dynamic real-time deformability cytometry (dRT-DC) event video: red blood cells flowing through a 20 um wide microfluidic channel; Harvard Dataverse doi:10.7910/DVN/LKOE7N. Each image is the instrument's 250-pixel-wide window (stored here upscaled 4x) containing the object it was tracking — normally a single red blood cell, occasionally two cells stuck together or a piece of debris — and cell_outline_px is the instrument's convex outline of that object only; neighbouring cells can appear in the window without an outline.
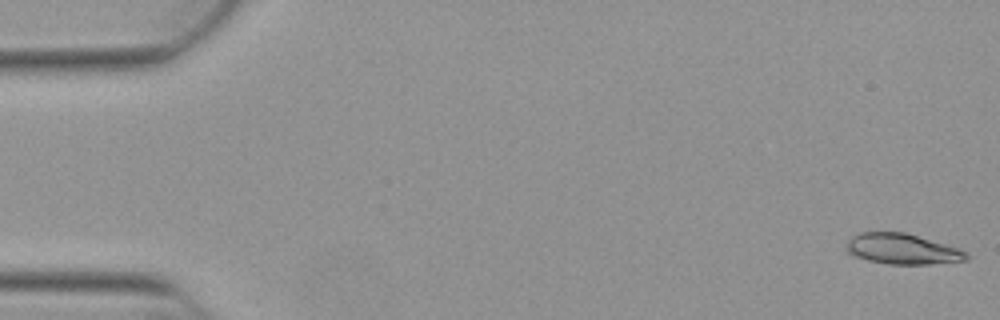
{"species": "Egyptian fruit bat (a non-hibernating species)", "species_latin": "Rousettus aegyptiacus", "temperature_condition": "warm", "stored_images_in_passage": 20, "camera_frame_rate_fps": 3000, "um_per_image_px": 0.085, "animal": {"sex": "female"}, "frame": {"image": 1, "passage_image": 1, "time_ms": 0.0, "image_size_px": [1000, 320], "cell_outline_px": [[968, 260], [928, 264], [888, 264], [868, 260], [844, 252], [844, 248], [848, 240], [852, 236], [860, 232], [904, 232], [944, 244], [968, 252]], "centroid_in_image_um": [76.63, 21.16], "position_along_channel_um": 8.4, "area_um2": 21.27}}
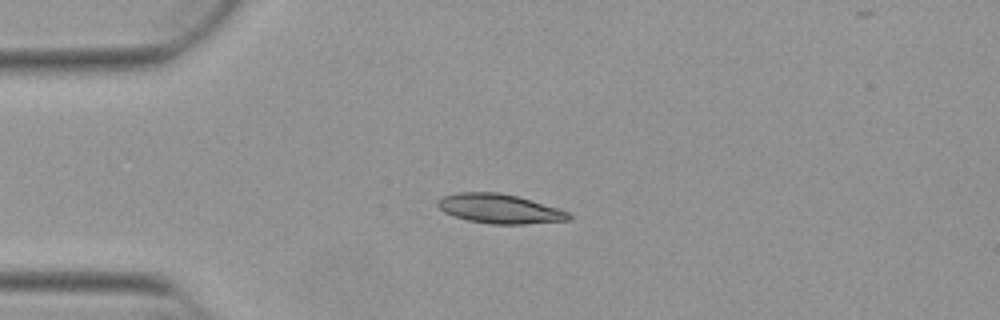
{"frame": {"image": 2, "passage_image": 13, "time_ms": 4.0, "image_size_px": [1000, 320], "cell_outline_px": [[572, 220], [524, 224], [492, 224], [468, 220], [444, 212], [436, 204], [436, 200], [444, 196], [456, 192], [500, 192], [516, 196], [556, 208], [568, 212], [572, 216]], "centroid_in_image_um": [42.44, 17.74], "position_along_channel_um": 42.6, "area_um2": 22.25}}
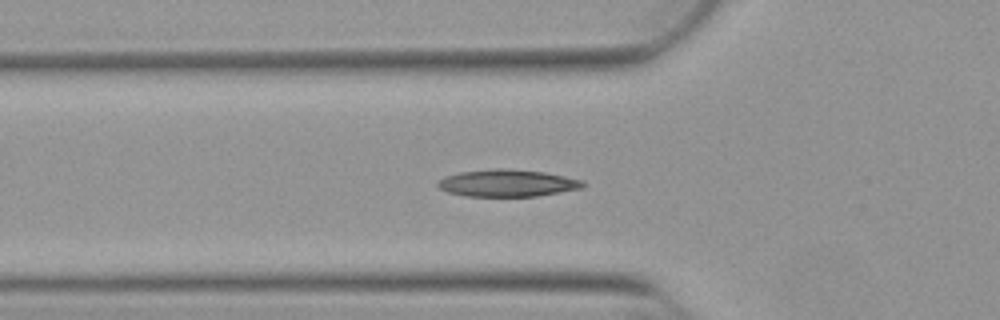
{"frame": {"image": 3, "passage_image": 18, "time_ms": 5.667, "image_size_px": [1000, 320], "cell_outline_px": [[584, 184], [580, 188], [560, 192], [536, 196], [464, 196], [448, 192], [440, 188], [436, 184], [444, 176], [460, 172], [492, 168], [508, 168], [544, 172], [584, 180]], "centroid_in_image_um": [43.1, 15.55], "position_along_channel_um": 82.7, "area_um2": 22.89}}